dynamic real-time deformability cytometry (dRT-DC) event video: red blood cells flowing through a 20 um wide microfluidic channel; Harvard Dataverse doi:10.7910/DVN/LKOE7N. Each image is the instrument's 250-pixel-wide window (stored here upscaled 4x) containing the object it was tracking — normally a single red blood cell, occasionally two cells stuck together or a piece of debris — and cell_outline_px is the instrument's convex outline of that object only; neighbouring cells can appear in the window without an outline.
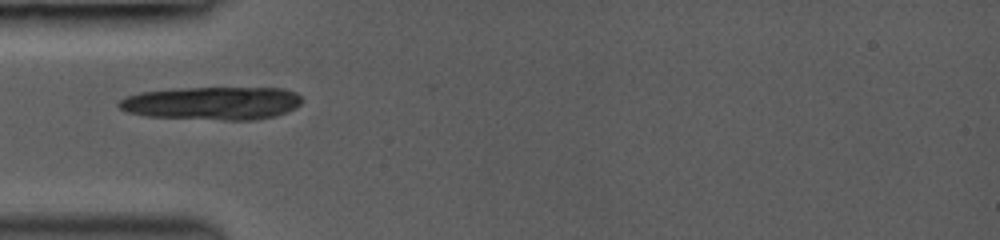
{"species": "common noctule bat (a hibernating species)", "species_latin": "Nyctalus noctula", "temperature_condition": "room temperature", "stored_images_in_passage": 5, "camera_frame_rate_fps": 3000, "um_per_image_px": 0.085, "animal": {"sex": "female", "body_mass_g": 19.0, "forearm_length_mm": 53.3}, "frame": {"image": 1, "passage_image": 1, "time_ms": 0.0, "image_size_px": [1000, 240], "cell_outline_px": [[304, 100], [296, 108], [272, 116], [252, 120], [224, 120], [144, 116], [128, 112], [120, 108], [116, 104], [120, 100], [128, 96], [140, 92], [176, 88], [284, 88], [296, 92]], "centroid_in_image_um": [18.04, 8.76], "position_along_channel_um": 67.0, "area_um2": 35.37}}